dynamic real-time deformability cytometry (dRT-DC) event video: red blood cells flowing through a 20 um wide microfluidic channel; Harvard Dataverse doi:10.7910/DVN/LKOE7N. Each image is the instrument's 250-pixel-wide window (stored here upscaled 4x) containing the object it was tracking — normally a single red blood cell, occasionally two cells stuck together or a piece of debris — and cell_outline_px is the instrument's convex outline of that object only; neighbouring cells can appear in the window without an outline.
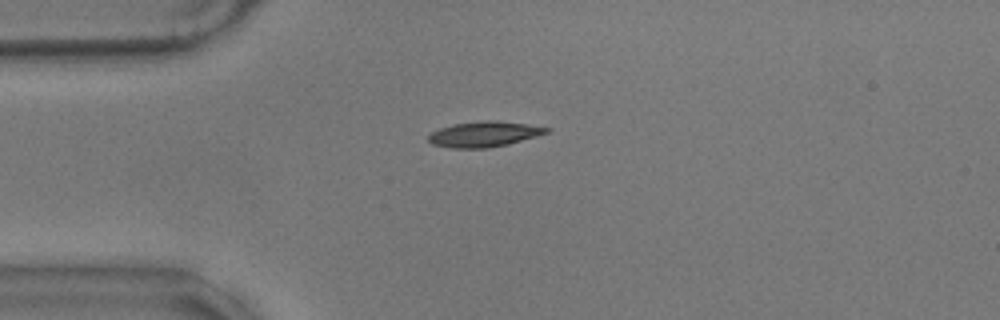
{"species": "common noctule bat (a hibernating species)", "species_latin": "Nyctalus noctula", "temperature_condition": "warm", "stored_images_in_passage": 45, "camera_frame_rate_fps": 3000, "um_per_image_px": 0.085, "animal": {"sex": "male", "body_mass_g": 17.9}, "frame": {"image": 1, "passage_image": 2, "time_ms": 0.333, "image_size_px": [1000, 320], "cell_outline_px": [[552, 128], [548, 132], [536, 136], [508, 144], [488, 148], [452, 148], [432, 144], [428, 140], [428, 136], [432, 132], [440, 128], [452, 124], [488, 120], [496, 120]], "centroid_in_image_um": [41.13, 11.4], "position_along_channel_um": 43.9, "area_um2": 17.34}}
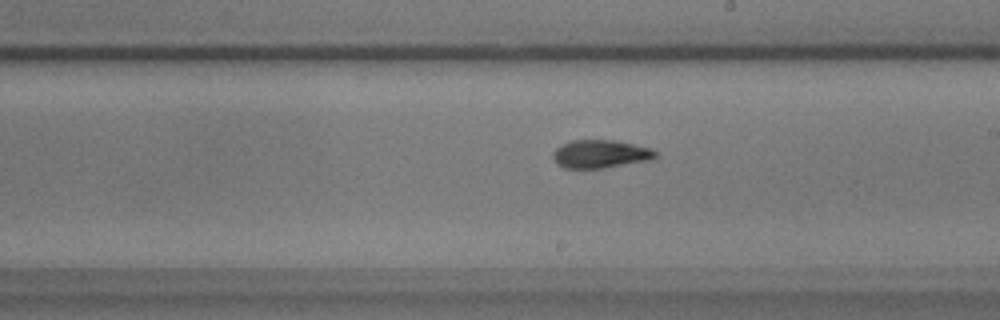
{"frame": {"image": 2, "passage_image": 20, "time_ms": 6.333, "image_size_px": [1000, 320], "cell_outline_px": [[660, 156], [648, 160], [604, 168], [564, 168], [556, 164], [552, 160], [552, 152], [556, 148], [572, 140], [612, 140], [652, 148]], "centroid_in_image_um": [51.01, 13.09], "position_along_channel_um": 238.0, "area_um2": 16.82}}
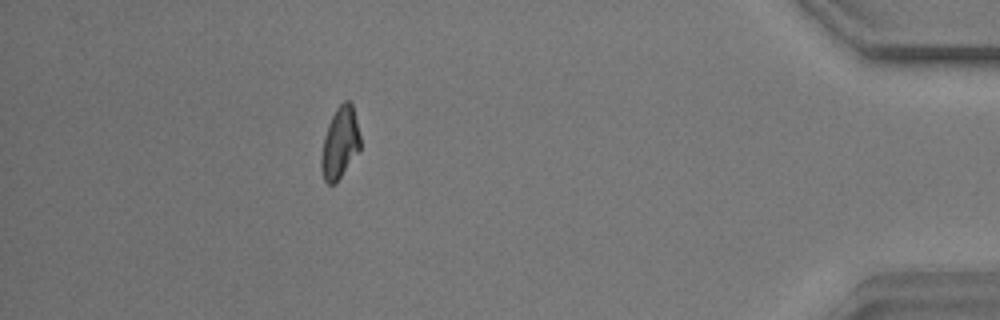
{"frame": {"image": 3, "passage_image": 39, "time_ms": 12.667, "image_size_px": [1000, 320], "cell_outline_px": [[360, 148], [336, 184], [328, 184], [324, 180], [320, 168], [320, 160], [324, 136], [328, 124], [336, 108], [344, 100], [348, 100], [352, 104], [360, 136]], "centroid_in_image_um": [28.87, 12.16], "position_along_channel_um": 406.3, "area_um2": 16.18}, "authors_computed_cell_mechanics": {"area_um2": 16.9354, "velocity_mm_per_s": 3.4961, "shape_relaxation_time_tau1_ms": 8.4299, "shape_relaxation_time_tau2_ms": 1.9691, "deformation_change_tau1": 0.2334, "deformation_change_tau2": 0.0717}}